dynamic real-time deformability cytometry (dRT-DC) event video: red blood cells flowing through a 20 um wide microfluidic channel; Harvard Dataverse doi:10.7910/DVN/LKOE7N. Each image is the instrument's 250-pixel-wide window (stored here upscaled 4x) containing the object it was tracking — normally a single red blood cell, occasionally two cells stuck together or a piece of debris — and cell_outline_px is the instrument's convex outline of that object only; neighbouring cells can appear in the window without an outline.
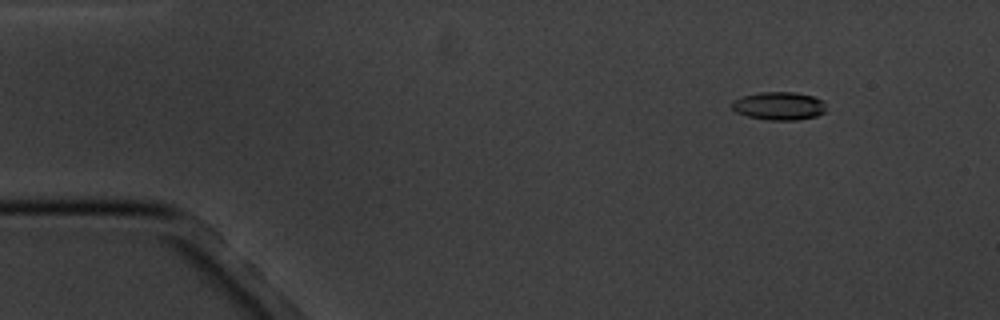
{"species": "common noctule bat (a hibernating species)", "species_latin": "Nyctalus noctula", "temperature_condition": "cold", "stored_images_in_passage": 6, "camera_frame_rate_fps": 3000, "um_per_image_px": 0.085, "animal": {"sex": "male", "body_mass_g": 20.1, "forearm_length_mm": 53.5}, "frame": {"image": 1, "passage_image": 2, "time_ms": 1.0, "image_size_px": [1000, 320], "cell_outline_px": [[824, 112], [816, 116], [796, 120], [768, 120], [748, 116], [736, 112], [732, 108], [732, 100], [740, 96], [760, 92], [796, 92], [812, 96], [824, 100]], "centroid_in_image_um": [66.19, 8.99], "position_along_channel_um": 18.8, "area_um2": 15.49}}
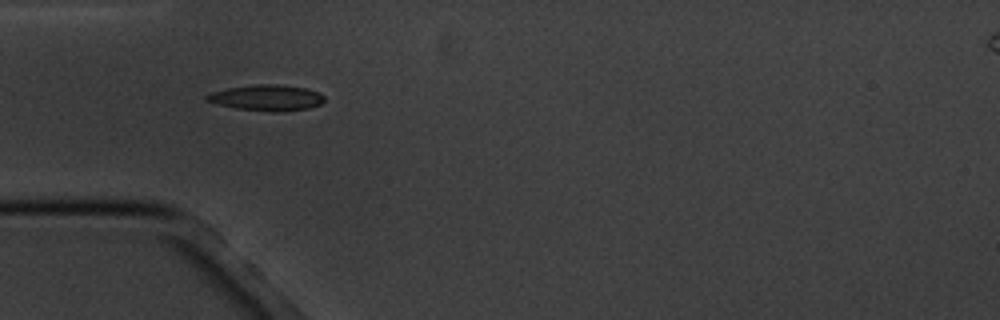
{"frame": {"image": 2, "passage_image": 5, "time_ms": 4.667, "image_size_px": [1000, 320], "cell_outline_px": [[324, 100], [320, 104], [308, 108], [272, 112], [236, 108], [204, 100], [204, 96], [212, 92], [228, 88], [256, 84], [280, 84], [304, 88], [316, 92], [324, 96]], "centroid_in_image_um": [22.64, 8.3], "position_along_channel_um": 62.4, "area_um2": 17.46}}
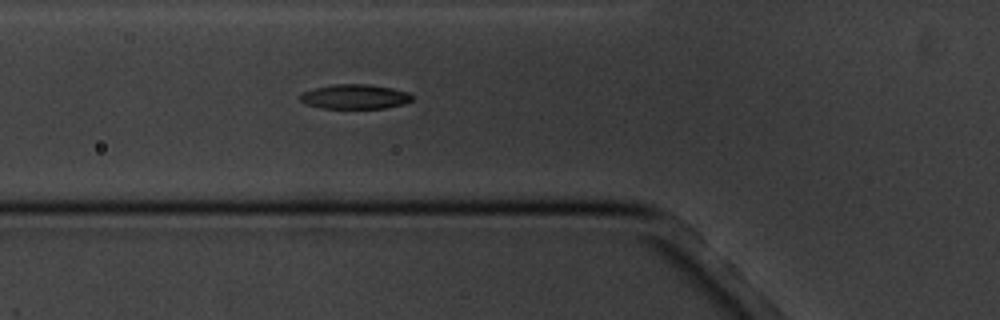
{"frame": {"image": 3, "passage_image": 6, "time_ms": 5.667, "image_size_px": [1000, 320], "cell_outline_px": [[412, 100], [404, 104], [384, 108], [320, 108], [308, 104], [300, 100], [300, 92], [312, 88], [336, 84], [368, 84], [392, 88], [408, 92], [412, 96]], "centroid_in_image_um": [30.14, 8.21], "position_along_channel_um": 95.7, "area_um2": 16.07}}